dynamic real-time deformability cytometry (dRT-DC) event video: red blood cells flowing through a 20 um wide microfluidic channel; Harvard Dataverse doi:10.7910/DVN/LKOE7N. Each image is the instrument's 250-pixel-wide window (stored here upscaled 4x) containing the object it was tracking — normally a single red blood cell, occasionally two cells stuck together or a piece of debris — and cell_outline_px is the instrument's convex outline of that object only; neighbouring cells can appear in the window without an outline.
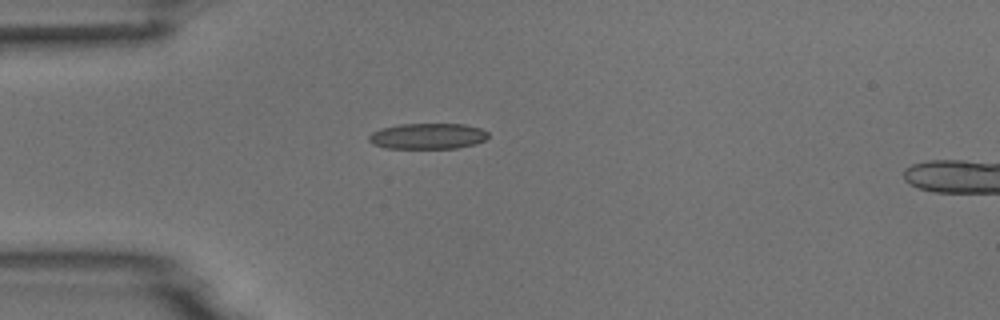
{"species": "common noctule bat (a hibernating species)", "species_latin": "Nyctalus noctula", "temperature_condition": "room temperature", "stored_images_in_passage": 1, "camera_frame_rate_fps": 3000, "um_per_image_px": 0.085, "animal": {"sex": "male", "body_mass_g": 18.8}, "frame": {"image": 1, "passage_image": 1, "time_ms": 0.0, "image_size_px": [1000, 320], "cell_outline_px": [[488, 136], [484, 140], [476, 144], [456, 148], [388, 148], [372, 144], [368, 140], [368, 136], [372, 132], [380, 128], [400, 124], [464, 124], [480, 128], [488, 132]], "centroid_in_image_um": [36.34, 11.57], "position_along_channel_um": 48.7, "area_um2": 17.98}}